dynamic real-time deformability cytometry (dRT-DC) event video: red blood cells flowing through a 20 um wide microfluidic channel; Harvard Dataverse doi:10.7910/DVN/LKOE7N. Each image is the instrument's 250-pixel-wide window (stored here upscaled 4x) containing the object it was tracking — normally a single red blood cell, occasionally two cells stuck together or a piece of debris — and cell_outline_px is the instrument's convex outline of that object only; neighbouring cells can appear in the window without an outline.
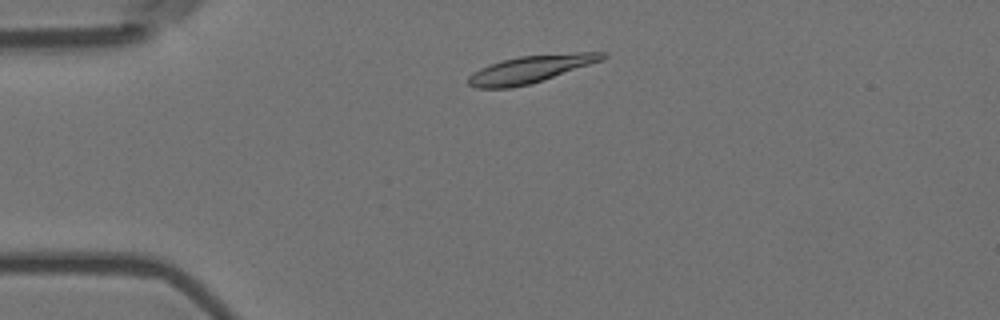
{"species": "Egyptian fruit bat (a non-hibernating species)", "species_latin": "Rousettus aegyptiacus", "temperature_condition": "room temperature", "stored_images_in_passage": 50, "camera_frame_rate_fps": 3000, "um_per_image_px": 0.085, "animal": {"sex": "female"}, "frame": {"image": 1, "passage_image": 6, "time_ms": 1.667, "image_size_px": [1000, 320], "cell_outline_px": [[608, 56], [600, 60], [528, 84], [512, 88], [476, 88], [468, 84], [468, 76], [472, 72], [480, 68], [504, 60], [520, 56], [576, 52], [608, 52]], "centroid_in_image_um": [45.03, 5.87], "position_along_channel_um": 40.0, "area_um2": 20.75}}
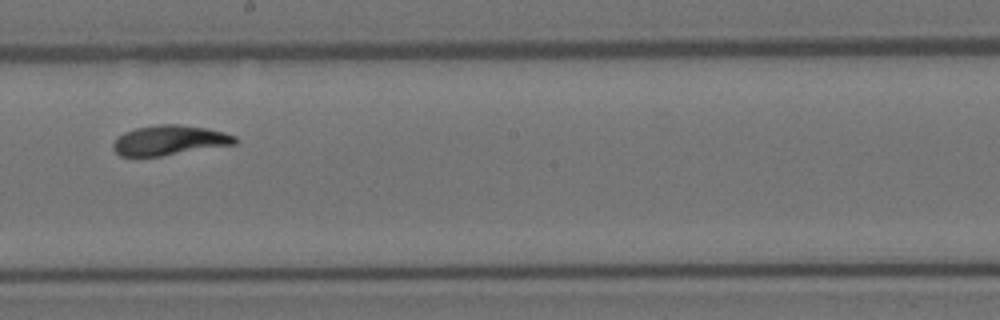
{"frame": {"image": 2, "passage_image": 25, "time_ms": 8.0, "image_size_px": [1000, 320], "cell_outline_px": [[240, 140], [236, 144], [160, 156], [120, 156], [112, 148], [112, 144], [124, 132], [136, 128], [156, 124], [180, 124], [204, 128], [224, 132], [236, 136]], "centroid_in_image_um": [14.43, 11.92], "position_along_channel_um": 233.8, "area_um2": 21.15}}
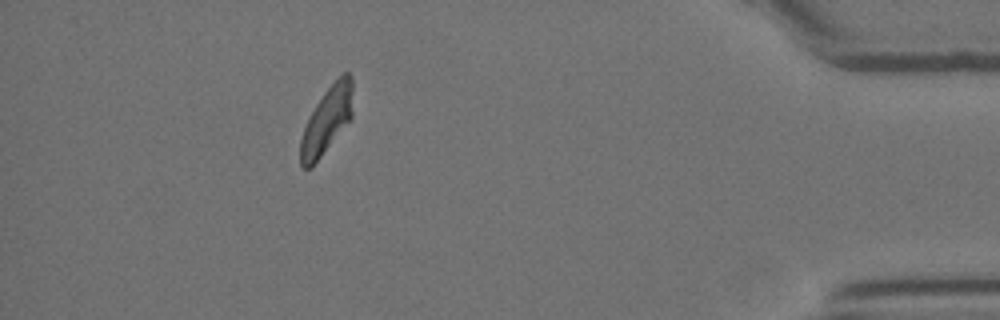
{"frame": {"image": 3, "passage_image": 44, "time_ms": 14.333, "image_size_px": [1000, 320], "cell_outline_px": [[352, 116], [312, 168], [300, 168], [300, 140], [304, 128], [316, 104], [324, 92], [344, 72], [348, 72], [352, 76]], "centroid_in_image_um": [27.76, 10.25], "position_along_channel_um": 407.4, "area_um2": 19.94}, "authors_computed_cell_mechanics": {"area_um2": 21.0392, "velocity_mm_per_s": 3.5526, "shape_relaxation_time_tau1_ms": 3.7202, "shape_relaxation_time_tau2_ms": 1.1866, "deformation_change_tau1": 0.1461, "deformation_change_tau2": 0.0727}}